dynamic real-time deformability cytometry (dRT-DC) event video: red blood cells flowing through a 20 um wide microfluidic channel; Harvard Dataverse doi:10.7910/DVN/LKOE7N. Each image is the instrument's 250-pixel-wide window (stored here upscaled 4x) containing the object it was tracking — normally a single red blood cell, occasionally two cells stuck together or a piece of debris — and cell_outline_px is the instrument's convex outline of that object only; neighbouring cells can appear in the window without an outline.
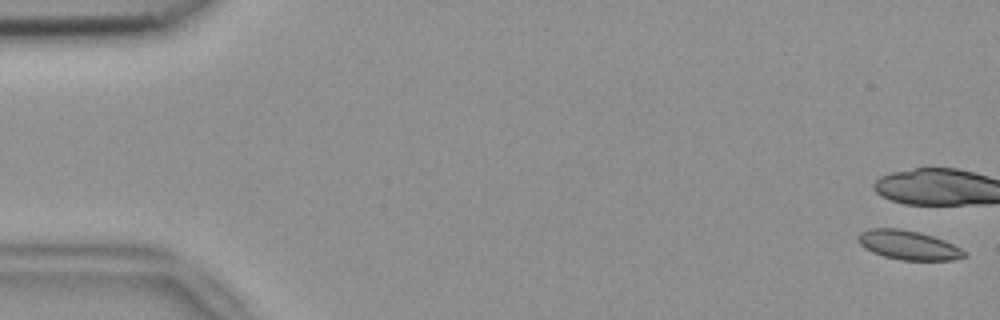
{"species": "common noctule bat (a hibernating species)", "species_latin": "Nyctalus noctula", "temperature_condition": "room temperature", "stored_images_in_passage": 54, "camera_frame_rate_fps": 3000, "um_per_image_px": 0.085, "animal": {"sex": "female", "body_mass_g": 18.4}, "frame": {"image": 1, "passage_image": 1, "time_ms": 0.0, "image_size_px": [1000, 320], "cell_outline_px": [[968, 256], [952, 260], [900, 260], [884, 256], [872, 252], [864, 248], [856, 240], [856, 236], [860, 232], [868, 228], [896, 228], [920, 232], [944, 240], [968, 252]], "centroid_in_image_um": [77.19, 20.83], "position_along_channel_um": 7.8, "area_um2": 18.26}, "authors_computed_cell_mechanics": {"area_um2": 22.3975, "velocity_mm_per_s": 3.8047, "shape_relaxation_time_tau1_ms": 6.7999, "shape_relaxation_time_tau2_ms": null, "deformation_change_tau1": 0.1778, "deformation_change_tau2": null}}